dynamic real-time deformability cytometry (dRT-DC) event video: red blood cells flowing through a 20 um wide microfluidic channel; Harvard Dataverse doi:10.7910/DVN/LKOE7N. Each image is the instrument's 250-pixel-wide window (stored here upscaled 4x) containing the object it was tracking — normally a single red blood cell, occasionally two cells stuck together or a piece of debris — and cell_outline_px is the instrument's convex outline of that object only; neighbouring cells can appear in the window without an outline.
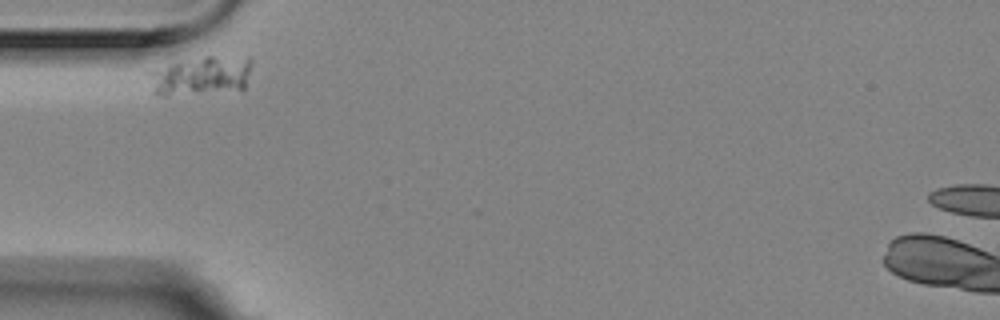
{"species": "Egyptian fruit bat (a non-hibernating species)", "species_latin": "Rousettus aegyptiacus", "temperature_condition": "room temperature", "stored_images_in_passage": 3, "camera_frame_rate_fps": 3000, "um_per_image_px": 0.085, "animal": {"sex": "female"}, "frame": {"image": 1, "passage_image": 1, "time_ms": 0.0, "image_size_px": [1000, 320], "cell_outline_px": [[252, 60], [244, 88], [164, 96], [160, 96], [152, 92], [144, 72], [172, 64], [204, 56], [252, 56]], "centroid_in_image_um": [17.02, 6.42], "position_along_channel_um": 68.0, "area_um2": 23.35}}
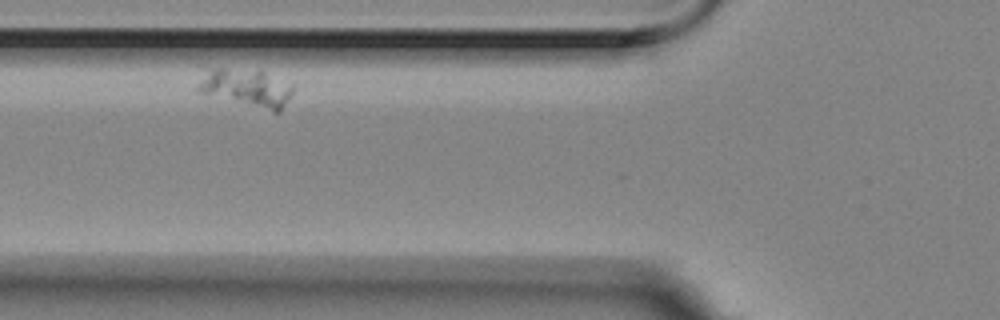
{"frame": {"image": 2, "passage_image": 2, "time_ms": 0.333, "image_size_px": [1000, 320], "cell_outline_px": [[292, 92], [288, 100], [280, 112], [272, 112], [200, 92], [196, 88], [196, 84], [212, 68], [260, 68], [292, 84]], "centroid_in_image_um": [21.01, 7.44], "position_along_channel_um": 104.8, "area_um2": 21.1}}